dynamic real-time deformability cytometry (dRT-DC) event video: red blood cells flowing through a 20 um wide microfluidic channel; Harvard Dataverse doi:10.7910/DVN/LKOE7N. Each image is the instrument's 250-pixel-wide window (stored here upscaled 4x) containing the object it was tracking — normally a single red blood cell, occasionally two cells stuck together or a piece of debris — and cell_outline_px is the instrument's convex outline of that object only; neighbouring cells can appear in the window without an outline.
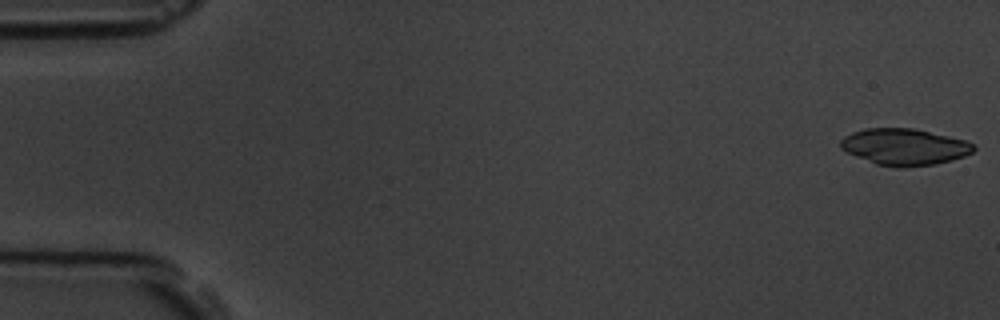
{"species": "common noctule bat (a hibernating species)", "species_latin": "Nyctalus noctula", "temperature_condition": "room temperature", "stored_images_in_passage": 21, "camera_frame_rate_fps": 3000, "um_per_image_px": 0.085, "animal": {"sex": "male", "body_mass_g": 19.5, "forearm_length_mm": 54.6}, "frame": {"image": 1, "passage_image": 1, "time_ms": 0.0, "image_size_px": [1000, 320], "cell_outline_px": [[976, 148], [972, 152], [964, 156], [952, 160], [936, 164], [908, 168], [896, 168], [876, 164], [856, 156], [840, 148], [840, 140], [844, 136], [852, 132], [864, 128], [912, 128], [948, 136], [964, 140], [972, 144]], "centroid_in_image_um": [76.85, 12.49], "position_along_channel_um": 8.1, "area_um2": 28.38}}